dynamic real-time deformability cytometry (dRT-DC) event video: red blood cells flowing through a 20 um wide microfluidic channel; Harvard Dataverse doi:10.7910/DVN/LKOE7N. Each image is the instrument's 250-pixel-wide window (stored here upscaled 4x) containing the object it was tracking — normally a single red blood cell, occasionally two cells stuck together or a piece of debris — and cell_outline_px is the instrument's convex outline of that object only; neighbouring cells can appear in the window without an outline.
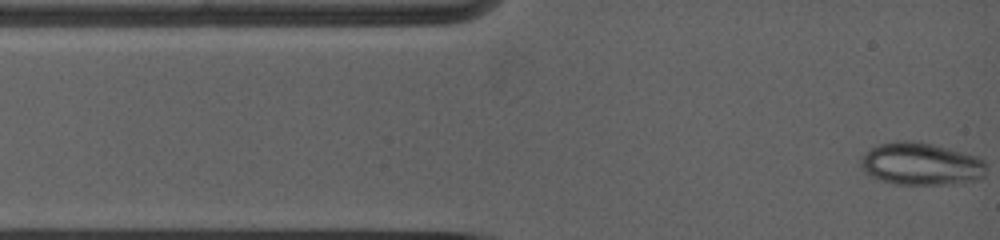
{"species": "common noctule bat (a hibernating species)", "species_latin": "Nyctalus noctula", "temperature_condition": "warm", "stored_images_in_passage": 57, "camera_frame_rate_fps": 5000, "um_per_image_px": 0.085, "animal": {"sex": "female", "body_mass_g": 19.0, "forearm_length_mm": 53.3}, "frame": {"image": 1, "passage_image": 1, "time_ms": 0.0, "image_size_px": [1000, 240], "cell_outline_px": [[984, 176], [972, 180], [948, 184], [896, 184], [880, 180], [872, 176], [860, 164], [860, 156], [864, 152], [880, 144], [928, 144], [976, 156], [984, 160]], "centroid_in_image_um": [78.27, 13.98], "position_along_channel_um": 6.7, "area_um2": 29.54}}
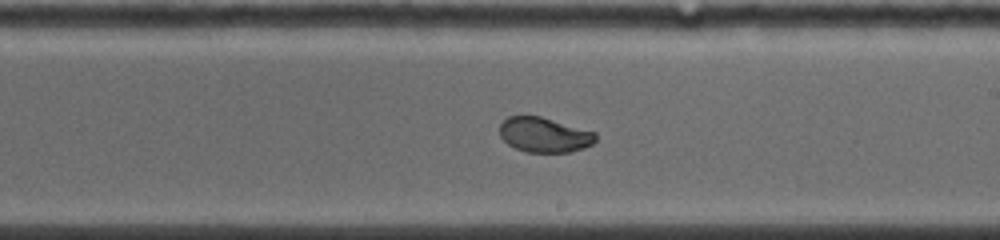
{"frame": {"image": 2, "passage_image": 40, "time_ms": 7.2, "image_size_px": [1000, 240], "cell_outline_px": [[596, 140], [592, 144], [584, 148], [568, 152], [528, 152], [516, 148], [508, 144], [500, 136], [500, 124], [508, 116], [540, 116], [596, 132]], "centroid_in_image_um": [46.27, 11.46], "position_along_channel_um": 242.7, "area_um2": 19.42}}
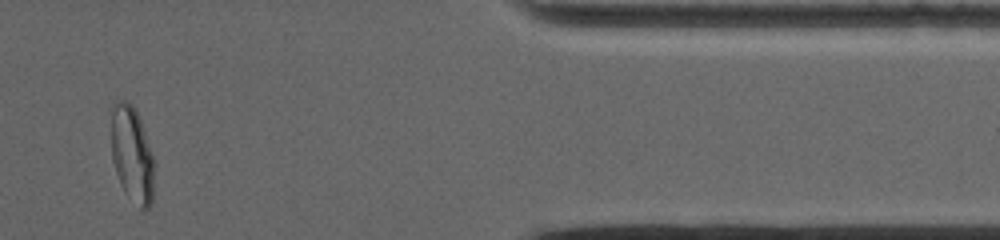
{"frame": {"image": 3, "passage_image": 57, "time_ms": 12.2, "image_size_px": [1000, 240], "cell_outline_px": [[156, 164], [152, 204], [144, 212], [124, 192], [120, 184], [112, 160], [112, 104], [116, 100], [128, 100], [132, 104], [140, 120]], "centroid_in_image_um": [11.25, 13.17], "position_along_channel_um": 400.1, "area_um2": 24.45}}